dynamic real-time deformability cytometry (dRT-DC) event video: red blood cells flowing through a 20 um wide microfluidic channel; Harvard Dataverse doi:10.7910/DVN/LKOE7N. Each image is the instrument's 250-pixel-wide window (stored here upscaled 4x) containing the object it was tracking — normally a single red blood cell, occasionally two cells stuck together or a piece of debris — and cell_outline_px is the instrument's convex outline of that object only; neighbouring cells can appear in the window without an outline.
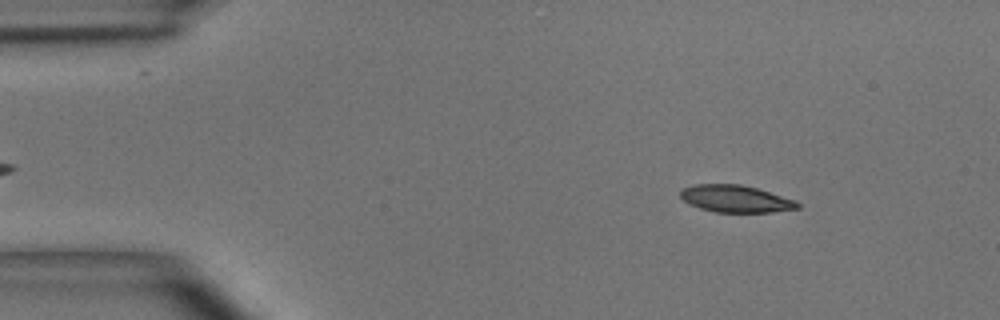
{"species": "common noctule bat (a hibernating species)", "species_latin": "Nyctalus noctula", "temperature_condition": "room temperature", "stored_images_in_passage": 48, "camera_frame_rate_fps": 3000, "um_per_image_px": 0.085, "animal": {"sex": "male", "body_mass_g": 15.6}, "frame": {"image": 1, "passage_image": 6, "time_ms": 1.667, "image_size_px": [1000, 320], "cell_outline_px": [[800, 208], [772, 212], [716, 212], [700, 208], [688, 204], [680, 196], [680, 192], [684, 188], [692, 184], [740, 184], [756, 188], [796, 200], [800, 204]], "centroid_in_image_um": [62.53, 16.89], "position_along_channel_um": 22.5, "area_um2": 18.5}}
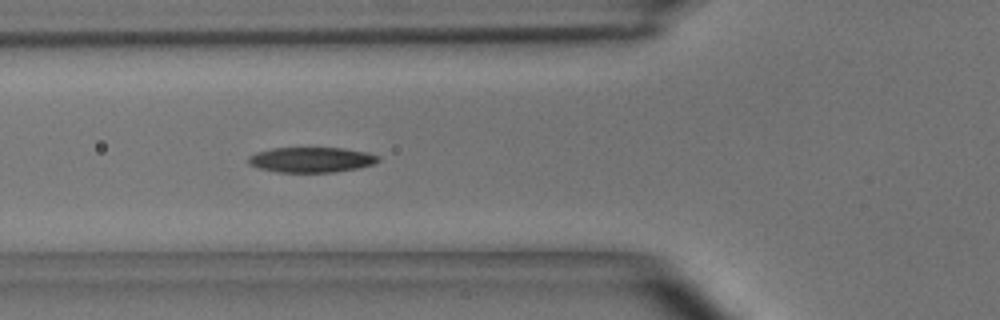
{"frame": {"image": 2, "passage_image": 17, "time_ms": 5.333, "image_size_px": [1000, 320], "cell_outline_px": [[380, 160], [372, 164], [356, 168], [332, 172], [276, 172], [260, 168], [248, 164], [248, 156], [256, 152], [272, 148], [344, 148], [368, 152], [380, 156]], "centroid_in_image_um": [26.45, 13.57], "position_along_channel_um": 99.4, "area_um2": 19.07}}
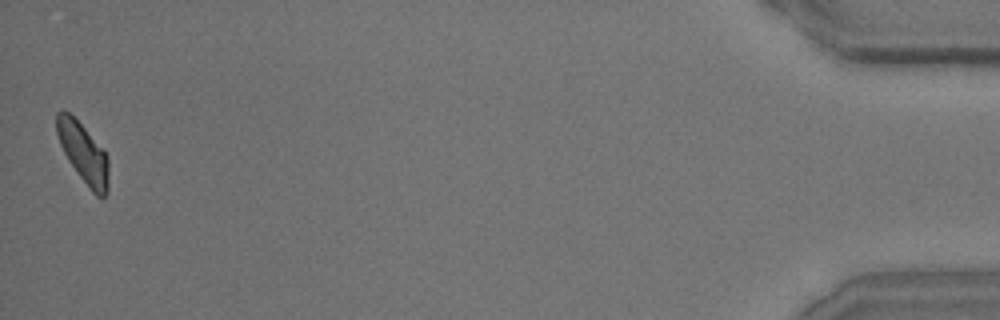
{"frame": {"image": 3, "passage_image": 48, "time_ms": 15.667, "image_size_px": [1000, 320], "cell_outline_px": [[108, 192], [104, 196], [96, 196], [92, 192], [68, 160], [60, 144], [56, 132], [56, 112], [68, 112], [104, 148], [108, 156]], "centroid_in_image_um": [7.1, 13.02], "position_along_channel_um": 428.1, "area_um2": 17.92}, "authors_computed_cell_mechanics": {"area_um2": 18.9006, "velocity_mm_per_s": 4.066, "shape_relaxation_time_tau1_ms": 4.3579, "shape_relaxation_time_tau2_ms": null, "deformation_change_tau1": 0.1331, "deformation_change_tau2": null}}